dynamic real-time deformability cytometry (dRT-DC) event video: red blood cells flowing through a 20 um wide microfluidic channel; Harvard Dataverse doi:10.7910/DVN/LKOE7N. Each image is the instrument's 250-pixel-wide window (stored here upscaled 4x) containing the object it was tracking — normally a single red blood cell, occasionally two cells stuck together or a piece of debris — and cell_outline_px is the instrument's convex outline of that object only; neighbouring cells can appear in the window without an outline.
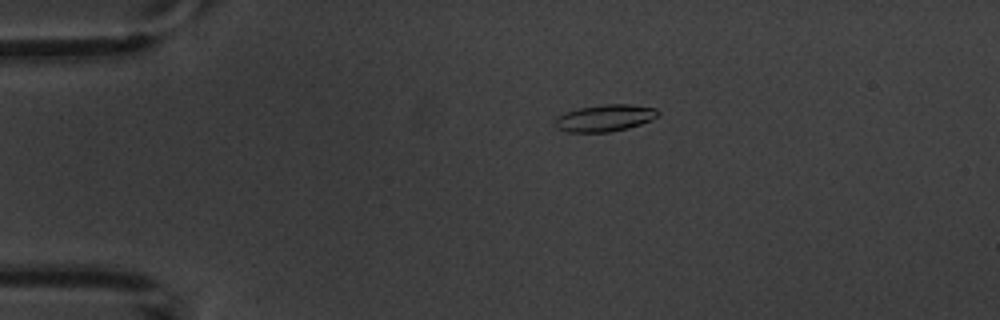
{"species": "common noctule bat (a hibernating species)", "species_latin": "Nyctalus noctula", "temperature_condition": "warm", "stored_images_in_passage": 4, "camera_frame_rate_fps": 3000, "um_per_image_px": 0.085, "animal": {"sex": "male", "body_mass_g": 20.1, "forearm_length_mm": 53.5}, "frame": {"image": 1, "passage_image": 3, "time_ms": 2.333, "image_size_px": [1000, 320], "cell_outline_px": [[660, 112], [652, 120], [628, 128], [608, 132], [568, 132], [556, 128], [552, 124], [556, 116], [580, 108], [604, 104], [632, 104], [656, 108]], "centroid_in_image_um": [51.4, 10.03], "position_along_channel_um": 33.6, "area_um2": 16.18}}